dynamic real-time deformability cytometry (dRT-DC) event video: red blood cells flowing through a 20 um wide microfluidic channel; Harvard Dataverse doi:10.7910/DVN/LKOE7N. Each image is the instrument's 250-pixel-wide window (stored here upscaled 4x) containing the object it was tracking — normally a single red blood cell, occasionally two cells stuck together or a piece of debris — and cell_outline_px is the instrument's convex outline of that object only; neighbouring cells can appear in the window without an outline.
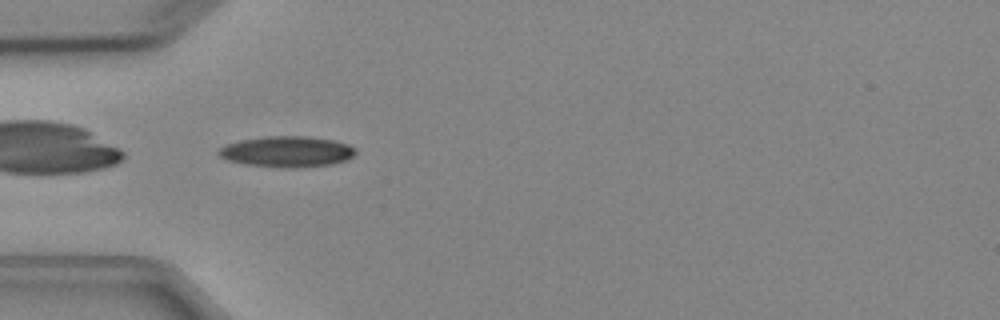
{"species": "Egyptian fruit bat (a non-hibernating species)", "species_latin": "Rousettus aegyptiacus", "temperature_condition": "cold", "stored_images_in_passage": 6, "camera_frame_rate_fps": 3000, "um_per_image_px": 0.085, "animal": {"sex": "female"}, "frame": {"image": 1, "passage_image": 5, "time_ms": 4.667, "image_size_px": [1000, 320], "cell_outline_px": [[356, 152], [352, 156], [344, 160], [332, 164], [288, 168], [244, 164], [228, 160], [220, 156], [216, 152], [224, 144], [240, 140], [264, 136], [308, 136], [332, 140], [348, 144], [356, 148]], "centroid_in_image_um": [24.36, 12.87], "position_along_channel_um": 60.6, "area_um2": 24.57}}